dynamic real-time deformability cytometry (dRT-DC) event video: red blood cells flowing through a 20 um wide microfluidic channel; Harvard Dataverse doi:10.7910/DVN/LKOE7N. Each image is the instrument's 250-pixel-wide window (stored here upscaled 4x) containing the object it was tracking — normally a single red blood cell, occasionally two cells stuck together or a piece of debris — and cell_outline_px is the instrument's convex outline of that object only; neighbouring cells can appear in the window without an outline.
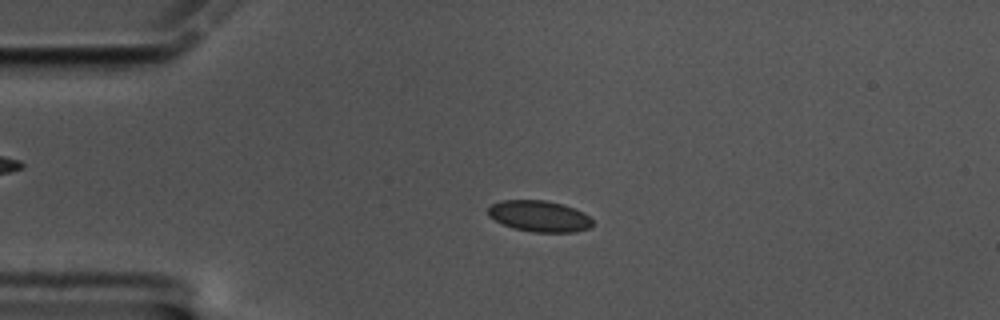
{"species": "common noctule bat (a hibernating species)", "species_latin": "Nyctalus noctula", "temperature_condition": "cold", "stored_images_in_passage": 58, "camera_frame_rate_fps": 3000, "um_per_image_px": 0.085, "animal": {"sex": "male", "body_mass_g": 17.5, "forearm_length_mm": 52.3}, "frame": {"image": 1, "passage_image": 13, "time_ms": 4.0, "image_size_px": [1000, 320], "cell_outline_px": [[592, 224], [588, 228], [576, 232], [532, 232], [516, 228], [504, 224], [488, 216], [488, 208], [492, 204], [500, 200], [544, 200], [564, 204], [584, 212], [592, 220]], "centroid_in_image_um": [45.85, 18.36], "position_along_channel_um": 39.1, "area_um2": 18.9}}
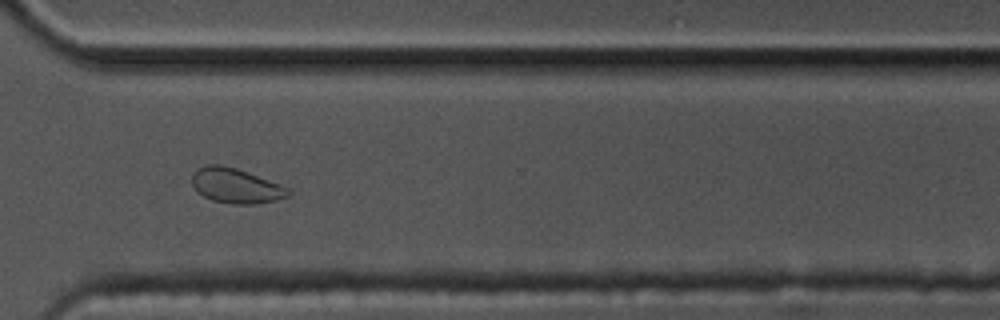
{"frame": {"image": 2, "passage_image": 43, "time_ms": 14.0, "image_size_px": [1000, 320], "cell_outline_px": [[292, 192], [288, 196], [276, 200], [256, 204], [232, 204], [212, 200], [204, 196], [192, 184], [192, 176], [200, 168], [208, 164], [220, 164], [236, 168], [280, 184], [288, 188]], "centroid_in_image_um": [20.08, 15.8], "position_along_channel_um": 350.5, "area_um2": 19.31}}
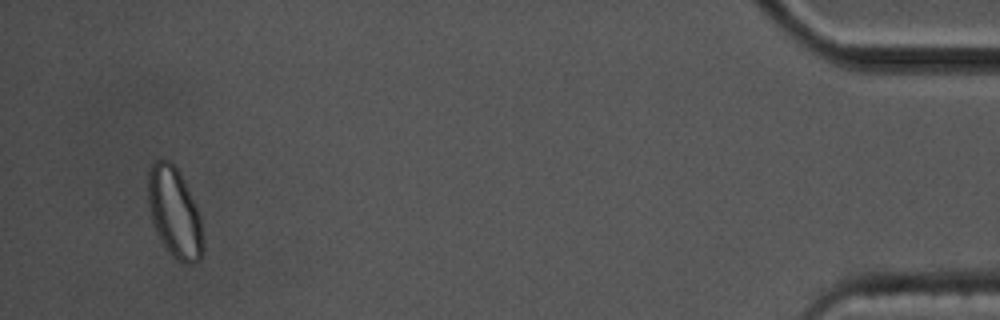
{"frame": {"image": 3, "passage_image": 56, "time_ms": 18.333, "image_size_px": [1000, 320], "cell_outline_px": [[204, 248], [200, 260], [196, 264], [184, 264], [176, 260], [172, 256], [160, 240], [156, 232], [148, 208], [148, 168], [156, 160], [168, 160], [180, 172], [200, 216], [204, 244]], "centroid_in_image_um": [14.83, 18.12], "position_along_channel_um": 420.4, "area_um2": 29.02}, "authors_computed_cell_mechanics": {"area_um2": 18.9584, "velocity_mm_per_s": 3.3964, "shape_relaxation_time_tau1_ms": 5.2309, "shape_relaxation_time_tau2_ms": null, "deformation_change_tau1": 0.0784, "deformation_change_tau2": null}}